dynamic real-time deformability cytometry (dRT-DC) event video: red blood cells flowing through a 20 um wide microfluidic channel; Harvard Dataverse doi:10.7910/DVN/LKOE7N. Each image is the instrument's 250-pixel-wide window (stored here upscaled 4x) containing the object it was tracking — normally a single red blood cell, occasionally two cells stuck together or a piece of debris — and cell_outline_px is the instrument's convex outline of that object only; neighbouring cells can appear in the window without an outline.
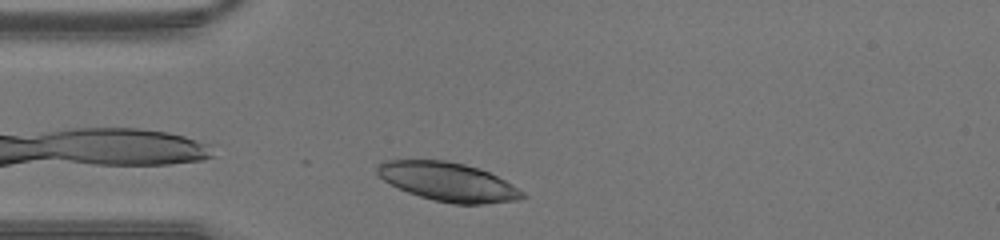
{"species": "human", "species_latin": "Homo sapiens", "temperature_condition": "warm", "stored_images_in_passage": 24, "camera_frame_rate_fps": 3000, "um_per_image_px": 0.085, "donor": {"sex": "male"}, "frame": {"image": 1, "passage_image": 2, "time_ms": 0.333, "image_size_px": [1000, 240], "cell_outline_px": [[528, 196], [516, 200], [484, 204], [452, 204], [432, 200], [408, 192], [384, 180], [376, 172], [376, 168], [384, 160], [444, 160], [464, 164], [488, 172], [512, 184], [524, 192]], "centroid_in_image_um": [38.1, 15.46], "position_along_channel_um": 46.9, "area_um2": 32.48}}
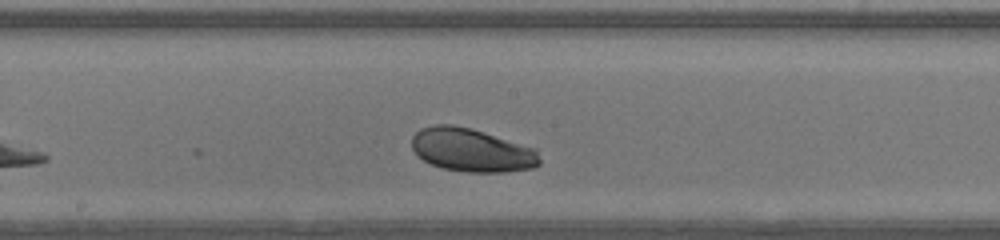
{"frame": {"image": 2, "passage_image": 13, "time_ms": 4.0, "image_size_px": [1000, 240], "cell_outline_px": [[540, 164], [532, 168], [508, 172], [468, 172], [440, 168], [416, 156], [412, 148], [412, 136], [420, 128], [436, 124], [452, 124], [472, 128], [536, 148], [540, 160]], "centroid_in_image_um": [40.08, 12.75], "position_along_channel_um": 208.1, "area_um2": 32.66}}
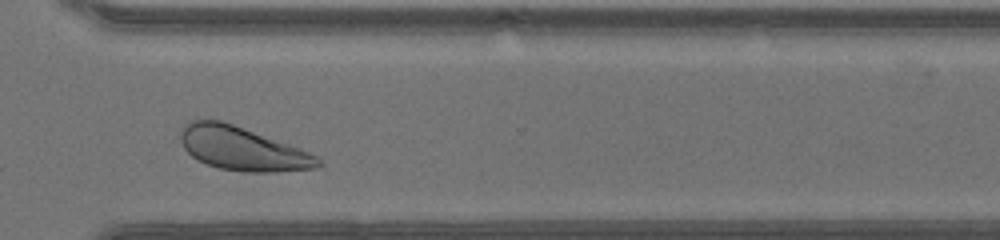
{"frame": {"image": 3, "passage_image": 22, "time_ms": 7.0, "image_size_px": [1000, 240], "cell_outline_px": [[324, 164], [316, 168], [276, 172], [244, 172], [220, 168], [196, 160], [184, 148], [180, 140], [180, 128], [184, 124], [192, 120], [220, 120], [232, 124], [288, 144], [308, 152], [316, 156]], "centroid_in_image_um": [20.56, 12.64], "position_along_channel_um": 350.0, "area_um2": 34.62}}